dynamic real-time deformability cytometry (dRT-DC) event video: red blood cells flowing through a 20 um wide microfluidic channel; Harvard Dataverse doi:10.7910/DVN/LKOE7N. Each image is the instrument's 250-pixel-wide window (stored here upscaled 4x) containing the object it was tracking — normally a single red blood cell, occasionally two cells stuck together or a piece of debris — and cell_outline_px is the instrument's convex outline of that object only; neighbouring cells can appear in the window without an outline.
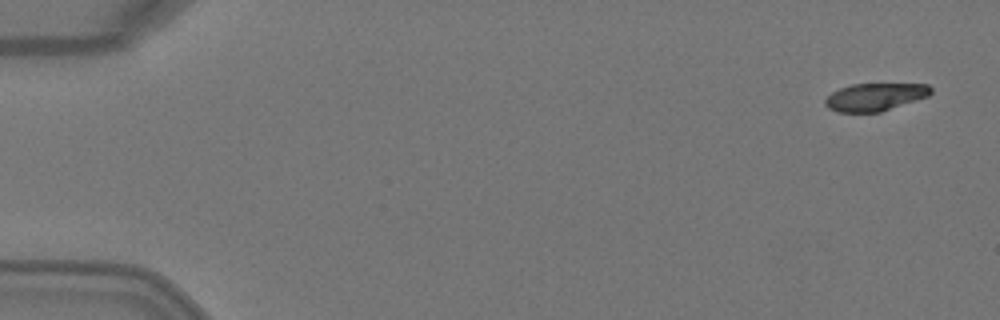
{"species": "Egyptian fruit bat (a non-hibernating species)", "species_latin": "Rousettus aegyptiacus", "temperature_condition": "warm", "stored_images_in_passage": 5, "camera_frame_rate_fps": 3000, "um_per_image_px": 0.085, "animal": {"sex": "female"}, "frame": {"image": 1, "passage_image": 1, "time_ms": 0.0, "image_size_px": [1000, 320], "cell_outline_px": [[932, 92], [928, 96], [880, 112], [836, 112], [828, 108], [824, 104], [824, 100], [832, 92], [840, 88], [852, 84], [928, 84], [932, 88]], "centroid_in_image_um": [74.36, 8.24], "position_along_channel_um": 10.6, "area_um2": 16.99}}
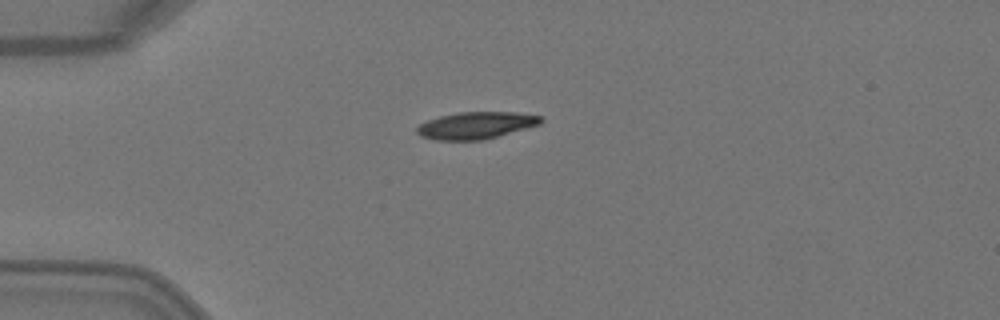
{"frame": {"image": 2, "passage_image": 4, "time_ms": 1.0, "image_size_px": [1000, 320], "cell_outline_px": [[544, 120], [540, 124], [484, 140], [436, 140], [420, 136], [416, 132], [416, 128], [420, 124], [428, 120], [440, 116], [460, 112], [516, 112], [540, 116]], "centroid_in_image_um": [40.45, 10.66], "position_along_channel_um": 44.5, "area_um2": 19.42}}
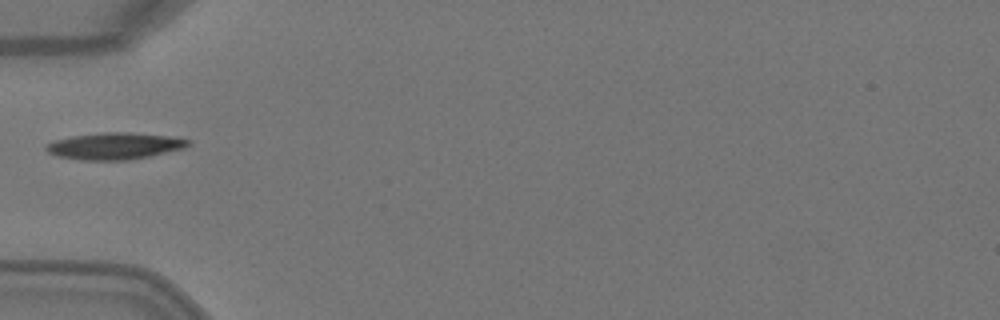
{"frame": {"image": 3, "passage_image": 5, "time_ms": 1.333, "image_size_px": [1000, 320], "cell_outline_px": [[192, 144], [184, 148], [148, 156], [128, 160], [80, 160], [56, 156], [48, 152], [44, 148], [48, 144], [56, 140], [72, 136], [104, 132], [132, 132], [176, 136], [192, 140]], "centroid_in_image_um": [9.8, 12.4], "position_along_channel_um": 75.2, "area_um2": 22.31}}